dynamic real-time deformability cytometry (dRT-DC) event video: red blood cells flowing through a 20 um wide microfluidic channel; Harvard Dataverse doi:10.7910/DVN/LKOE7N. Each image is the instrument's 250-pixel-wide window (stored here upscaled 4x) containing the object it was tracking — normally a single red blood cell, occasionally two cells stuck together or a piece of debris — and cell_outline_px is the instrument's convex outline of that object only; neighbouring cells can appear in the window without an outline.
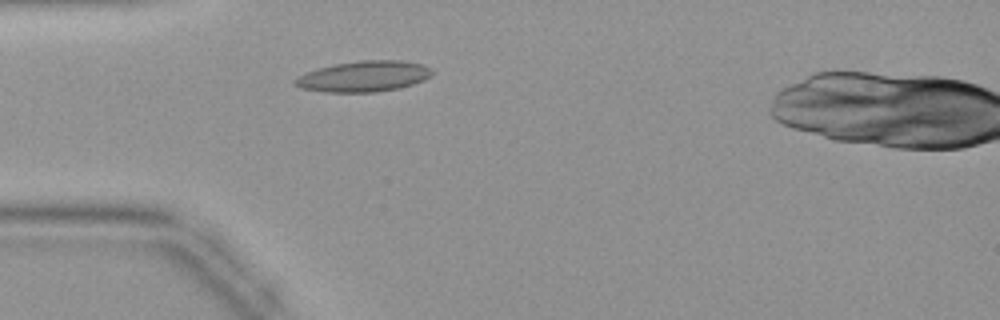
{"species": "common noctule bat (a hibernating species)", "species_latin": "Nyctalus noctula", "temperature_condition": "warm", "stored_images_in_passage": 32, "camera_frame_rate_fps": 3000, "um_per_image_px": 0.085, "animal": {"sex": "female", "body_mass_g": 19.9}, "frame": {"image": 1, "passage_image": 1, "time_ms": 0.0, "image_size_px": [1000, 320], "cell_outline_px": [[432, 76], [424, 80], [400, 88], [376, 92], [324, 92], [300, 88], [292, 84], [292, 80], [296, 76], [304, 72], [336, 64], [360, 60], [400, 60], [420, 64], [428, 68], [432, 72]], "centroid_in_image_um": [30.85, 6.5], "position_along_channel_um": 54.1, "area_um2": 24.68}}
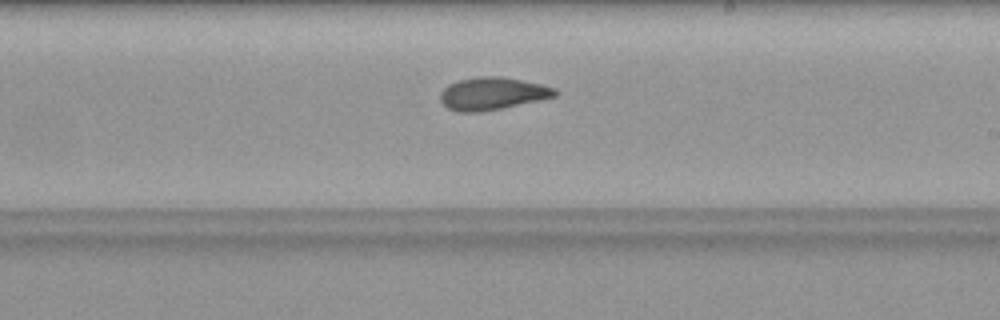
{"frame": {"image": 2, "passage_image": 14, "time_ms": 4.333, "image_size_px": [1000, 320], "cell_outline_px": [[560, 92], [556, 96], [540, 100], [480, 112], [460, 112], [448, 108], [440, 100], [440, 92], [448, 84], [456, 80], [476, 76], [500, 76], [540, 84], [556, 88]], "centroid_in_image_um": [41.84, 7.94], "position_along_channel_um": 247.2, "area_um2": 21.79}}
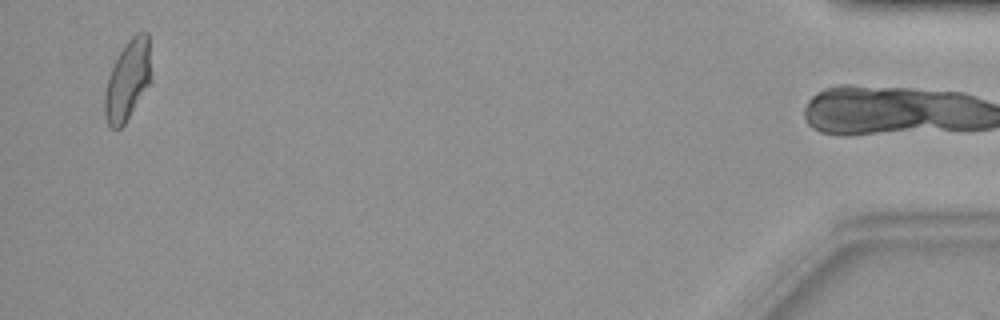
{"frame": {"image": 3, "passage_image": 31, "time_ms": 10.0, "image_size_px": [1000, 320], "cell_outline_px": [[148, 84], [124, 124], [120, 128], [108, 128], [104, 116], [104, 92], [108, 76], [124, 44], [136, 32], [148, 32]], "centroid_in_image_um": [10.77, 6.85], "position_along_channel_um": 424.4, "area_um2": 20.87}}